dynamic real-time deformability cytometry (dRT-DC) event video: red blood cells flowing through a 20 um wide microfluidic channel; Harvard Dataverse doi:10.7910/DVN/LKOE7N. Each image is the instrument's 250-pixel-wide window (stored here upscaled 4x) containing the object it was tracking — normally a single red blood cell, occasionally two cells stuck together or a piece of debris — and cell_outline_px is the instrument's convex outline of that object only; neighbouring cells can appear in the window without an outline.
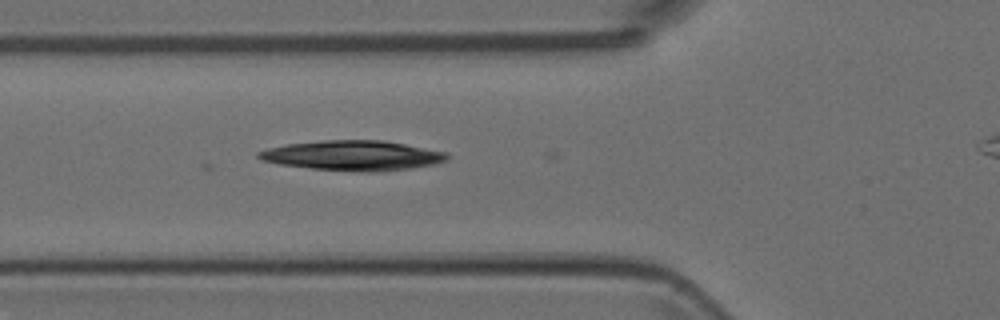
{"species": "Egyptian fruit bat (a non-hibernating species)", "species_latin": "Rousettus aegyptiacus", "temperature_condition": "room temperature", "stored_images_in_passage": 3, "camera_frame_rate_fps": 3000, "um_per_image_px": 0.085, "animal": {"sex": "female"}, "frame": {"image": 1, "passage_image": 2, "time_ms": 0.333, "image_size_px": [1000, 320], "cell_outline_px": [[448, 160], [432, 164], [412, 168], [380, 172], [368, 172], [312, 168], [280, 164], [260, 160], [256, 156], [256, 152], [268, 148], [288, 144], [324, 140], [384, 140], [448, 152]], "centroid_in_image_um": [30.0, 13.21], "position_along_channel_um": 95.8, "area_um2": 32.83}}